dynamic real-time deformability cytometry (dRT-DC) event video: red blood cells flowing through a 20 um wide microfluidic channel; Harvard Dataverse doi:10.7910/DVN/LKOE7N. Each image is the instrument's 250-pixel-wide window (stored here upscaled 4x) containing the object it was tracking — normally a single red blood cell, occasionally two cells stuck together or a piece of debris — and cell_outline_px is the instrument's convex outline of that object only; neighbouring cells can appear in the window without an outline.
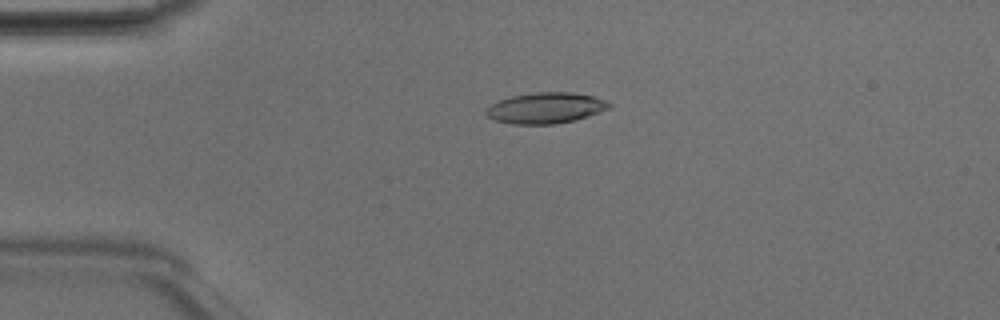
{"species": "Egyptian fruit bat (a non-hibernating species)", "species_latin": "Rousettus aegyptiacus", "temperature_condition": "room temperature", "stored_images_in_passage": 48, "camera_frame_rate_fps": 3000, "um_per_image_px": 0.085, "animal": {"sex": "male"}, "frame": {"image": 1, "passage_image": 11, "time_ms": 3.333, "image_size_px": [1000, 320], "cell_outline_px": [[612, 108], [576, 120], [556, 124], [512, 124], [496, 120], [488, 116], [484, 112], [484, 108], [500, 100], [512, 96], [536, 92], [572, 92], [592, 96], [604, 100], [612, 104]], "centroid_in_image_um": [46.4, 9.18], "position_along_channel_um": 38.6, "area_um2": 22.2}}
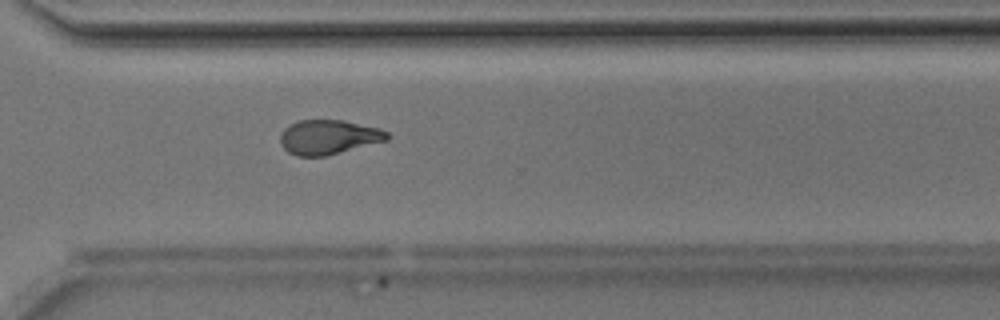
{"frame": {"image": 2, "passage_image": 35, "time_ms": 11.333, "image_size_px": [1000, 320], "cell_outline_px": [[388, 140], [324, 156], [296, 156], [288, 152], [280, 144], [280, 132], [288, 124], [300, 120], [344, 120], [380, 128], [388, 132]], "centroid_in_image_um": [27.89, 11.64], "position_along_channel_um": 342.7, "area_um2": 21.56}}
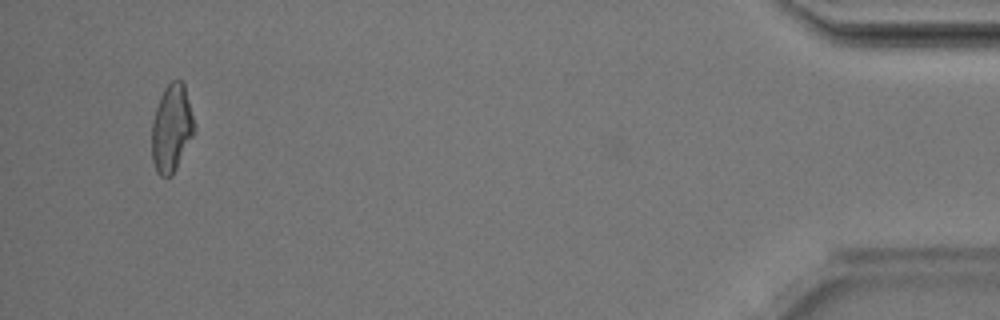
{"frame": {"image": 3, "passage_image": 46, "time_ms": 15.0, "image_size_px": [1000, 320], "cell_outline_px": [[196, 128], [172, 176], [160, 176], [156, 172], [152, 160], [152, 120], [160, 96], [164, 88], [172, 80], [180, 80], [184, 84], [196, 124]], "centroid_in_image_um": [14.58, 10.89], "position_along_channel_um": 420.6, "area_um2": 21.68}, "authors_computed_cell_mechanics": {"area_um2": 21.7328, "velocity_mm_per_s": 4.2058, "shape_relaxation_time_tau1_ms": 4.376, "shape_relaxation_time_tau2_ms": 1.9544, "deformation_change_tau1": 0.1881, "deformation_change_tau2": 0.0921}}